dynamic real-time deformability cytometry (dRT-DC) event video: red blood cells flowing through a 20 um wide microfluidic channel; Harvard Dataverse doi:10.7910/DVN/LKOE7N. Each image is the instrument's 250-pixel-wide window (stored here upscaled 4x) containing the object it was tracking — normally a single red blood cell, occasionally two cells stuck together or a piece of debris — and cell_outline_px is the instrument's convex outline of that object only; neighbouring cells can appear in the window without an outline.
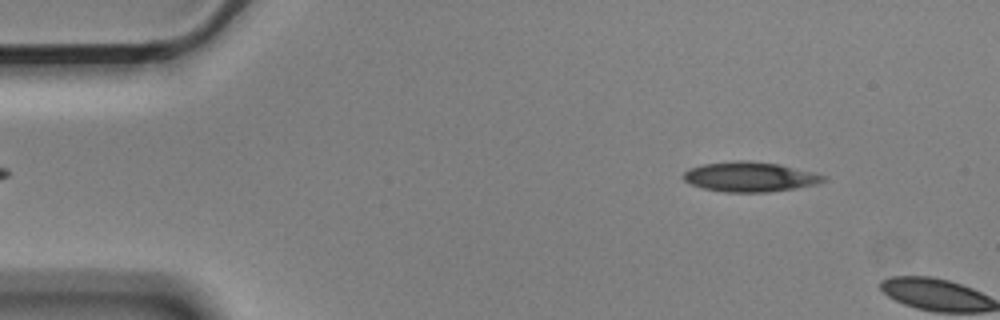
{"species": "Egyptian fruit bat (a non-hibernating species)", "species_latin": "Rousettus aegyptiacus", "temperature_condition": "cold", "stored_images_in_passage": 9, "camera_frame_rate_fps": 3000, "um_per_image_px": 0.085, "animal": {"sex": "male"}, "frame": {"image": 1, "passage_image": 7, "time_ms": 2.0, "image_size_px": [1000, 320], "cell_outline_px": [[828, 180], [816, 184], [796, 188], [768, 192], [724, 192], [704, 188], [692, 184], [684, 180], [684, 172], [688, 168], [704, 164], [736, 160], [748, 160], [780, 164], [812, 172], [824, 176]], "centroid_in_image_um": [63.75, 15.02], "position_along_channel_um": 21.3, "area_um2": 24.28}}